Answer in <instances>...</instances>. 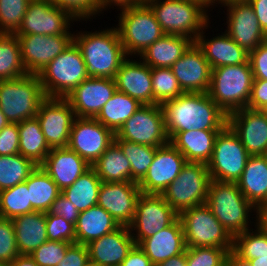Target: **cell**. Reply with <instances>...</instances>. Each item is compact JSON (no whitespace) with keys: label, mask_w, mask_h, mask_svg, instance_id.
I'll list each match as a JSON object with an SVG mask.
<instances>
[{"label":"cell","mask_w":267,"mask_h":266,"mask_svg":"<svg viewBox=\"0 0 267 266\" xmlns=\"http://www.w3.org/2000/svg\"><path fill=\"white\" fill-rule=\"evenodd\" d=\"M10 122L7 120L6 116L0 109V131L9 124Z\"/></svg>","instance_id":"cell-66"},{"label":"cell","mask_w":267,"mask_h":266,"mask_svg":"<svg viewBox=\"0 0 267 266\" xmlns=\"http://www.w3.org/2000/svg\"><path fill=\"white\" fill-rule=\"evenodd\" d=\"M212 21L209 22L197 36L195 43L202 50L204 57L209 62L211 69L220 66L239 65L249 61V53L241 48L225 31L222 30L211 36L210 32L206 33V29L210 30ZM210 35L206 37V34ZM207 38V39H206ZM210 38V39H209Z\"/></svg>","instance_id":"cell-24"},{"label":"cell","mask_w":267,"mask_h":266,"mask_svg":"<svg viewBox=\"0 0 267 266\" xmlns=\"http://www.w3.org/2000/svg\"><path fill=\"white\" fill-rule=\"evenodd\" d=\"M139 4H148L149 2L151 1H154V0H136Z\"/></svg>","instance_id":"cell-67"},{"label":"cell","mask_w":267,"mask_h":266,"mask_svg":"<svg viewBox=\"0 0 267 266\" xmlns=\"http://www.w3.org/2000/svg\"><path fill=\"white\" fill-rule=\"evenodd\" d=\"M31 0H0V34H15Z\"/></svg>","instance_id":"cell-45"},{"label":"cell","mask_w":267,"mask_h":266,"mask_svg":"<svg viewBox=\"0 0 267 266\" xmlns=\"http://www.w3.org/2000/svg\"><path fill=\"white\" fill-rule=\"evenodd\" d=\"M252 266H267V256H258L256 259L249 260Z\"/></svg>","instance_id":"cell-64"},{"label":"cell","mask_w":267,"mask_h":266,"mask_svg":"<svg viewBox=\"0 0 267 266\" xmlns=\"http://www.w3.org/2000/svg\"><path fill=\"white\" fill-rule=\"evenodd\" d=\"M241 1H247V0H215V3H216V8L219 7L218 8L219 9L218 11H221L222 10L225 13V11L222 9L223 6H225V5L229 4V3H232V2H241Z\"/></svg>","instance_id":"cell-65"},{"label":"cell","mask_w":267,"mask_h":266,"mask_svg":"<svg viewBox=\"0 0 267 266\" xmlns=\"http://www.w3.org/2000/svg\"><path fill=\"white\" fill-rule=\"evenodd\" d=\"M211 177L207 164L186 162L178 177L161 194L179 214L206 203Z\"/></svg>","instance_id":"cell-10"},{"label":"cell","mask_w":267,"mask_h":266,"mask_svg":"<svg viewBox=\"0 0 267 266\" xmlns=\"http://www.w3.org/2000/svg\"><path fill=\"white\" fill-rule=\"evenodd\" d=\"M19 254L12 220L0 217V261L9 265Z\"/></svg>","instance_id":"cell-50"},{"label":"cell","mask_w":267,"mask_h":266,"mask_svg":"<svg viewBox=\"0 0 267 266\" xmlns=\"http://www.w3.org/2000/svg\"><path fill=\"white\" fill-rule=\"evenodd\" d=\"M140 194L137 182H102L97 205L105 209L120 226H129Z\"/></svg>","instance_id":"cell-20"},{"label":"cell","mask_w":267,"mask_h":266,"mask_svg":"<svg viewBox=\"0 0 267 266\" xmlns=\"http://www.w3.org/2000/svg\"><path fill=\"white\" fill-rule=\"evenodd\" d=\"M72 243L47 240L35 249L30 256L38 266H57L65 257Z\"/></svg>","instance_id":"cell-48"},{"label":"cell","mask_w":267,"mask_h":266,"mask_svg":"<svg viewBox=\"0 0 267 266\" xmlns=\"http://www.w3.org/2000/svg\"><path fill=\"white\" fill-rule=\"evenodd\" d=\"M18 133L20 138L19 154L40 166L51 148L43 135L38 119L34 117L18 123Z\"/></svg>","instance_id":"cell-35"},{"label":"cell","mask_w":267,"mask_h":266,"mask_svg":"<svg viewBox=\"0 0 267 266\" xmlns=\"http://www.w3.org/2000/svg\"><path fill=\"white\" fill-rule=\"evenodd\" d=\"M46 97L65 98L88 78L84 58L77 45L70 46L38 74Z\"/></svg>","instance_id":"cell-8"},{"label":"cell","mask_w":267,"mask_h":266,"mask_svg":"<svg viewBox=\"0 0 267 266\" xmlns=\"http://www.w3.org/2000/svg\"><path fill=\"white\" fill-rule=\"evenodd\" d=\"M253 80L250 61L239 65L220 66L211 70L207 93L229 115L247 108Z\"/></svg>","instance_id":"cell-4"},{"label":"cell","mask_w":267,"mask_h":266,"mask_svg":"<svg viewBox=\"0 0 267 266\" xmlns=\"http://www.w3.org/2000/svg\"><path fill=\"white\" fill-rule=\"evenodd\" d=\"M35 117L51 149L68 147L76 115L65 98L47 97Z\"/></svg>","instance_id":"cell-16"},{"label":"cell","mask_w":267,"mask_h":266,"mask_svg":"<svg viewBox=\"0 0 267 266\" xmlns=\"http://www.w3.org/2000/svg\"><path fill=\"white\" fill-rule=\"evenodd\" d=\"M225 266H252L247 260L240 258L232 250L228 251L225 258Z\"/></svg>","instance_id":"cell-59"},{"label":"cell","mask_w":267,"mask_h":266,"mask_svg":"<svg viewBox=\"0 0 267 266\" xmlns=\"http://www.w3.org/2000/svg\"><path fill=\"white\" fill-rule=\"evenodd\" d=\"M228 125L250 156L267 155V116L263 112L242 108L228 115Z\"/></svg>","instance_id":"cell-22"},{"label":"cell","mask_w":267,"mask_h":266,"mask_svg":"<svg viewBox=\"0 0 267 266\" xmlns=\"http://www.w3.org/2000/svg\"><path fill=\"white\" fill-rule=\"evenodd\" d=\"M40 167L63 191L71 186L91 166L76 152L66 148H52Z\"/></svg>","instance_id":"cell-27"},{"label":"cell","mask_w":267,"mask_h":266,"mask_svg":"<svg viewBox=\"0 0 267 266\" xmlns=\"http://www.w3.org/2000/svg\"><path fill=\"white\" fill-rule=\"evenodd\" d=\"M121 266H154L144 251L134 245L127 257L122 261Z\"/></svg>","instance_id":"cell-56"},{"label":"cell","mask_w":267,"mask_h":266,"mask_svg":"<svg viewBox=\"0 0 267 266\" xmlns=\"http://www.w3.org/2000/svg\"><path fill=\"white\" fill-rule=\"evenodd\" d=\"M258 224L267 232V203L258 209Z\"/></svg>","instance_id":"cell-62"},{"label":"cell","mask_w":267,"mask_h":266,"mask_svg":"<svg viewBox=\"0 0 267 266\" xmlns=\"http://www.w3.org/2000/svg\"><path fill=\"white\" fill-rule=\"evenodd\" d=\"M25 183L35 211L48 212L53 202L62 193L57 184L40 166H37L29 175Z\"/></svg>","instance_id":"cell-37"},{"label":"cell","mask_w":267,"mask_h":266,"mask_svg":"<svg viewBox=\"0 0 267 266\" xmlns=\"http://www.w3.org/2000/svg\"><path fill=\"white\" fill-rule=\"evenodd\" d=\"M26 74L17 36L0 34V80L16 79Z\"/></svg>","instance_id":"cell-39"},{"label":"cell","mask_w":267,"mask_h":266,"mask_svg":"<svg viewBox=\"0 0 267 266\" xmlns=\"http://www.w3.org/2000/svg\"><path fill=\"white\" fill-rule=\"evenodd\" d=\"M193 43L185 36L165 34L138 57L150 68H170Z\"/></svg>","instance_id":"cell-31"},{"label":"cell","mask_w":267,"mask_h":266,"mask_svg":"<svg viewBox=\"0 0 267 266\" xmlns=\"http://www.w3.org/2000/svg\"><path fill=\"white\" fill-rule=\"evenodd\" d=\"M21 49L23 65L28 74H39L51 60L66 50L74 34L16 35Z\"/></svg>","instance_id":"cell-18"},{"label":"cell","mask_w":267,"mask_h":266,"mask_svg":"<svg viewBox=\"0 0 267 266\" xmlns=\"http://www.w3.org/2000/svg\"><path fill=\"white\" fill-rule=\"evenodd\" d=\"M191 1L199 3L208 12H211V11L213 12V9H216L215 0H191Z\"/></svg>","instance_id":"cell-63"},{"label":"cell","mask_w":267,"mask_h":266,"mask_svg":"<svg viewBox=\"0 0 267 266\" xmlns=\"http://www.w3.org/2000/svg\"><path fill=\"white\" fill-rule=\"evenodd\" d=\"M89 261L87 246L83 244H71L64 259L57 266H85Z\"/></svg>","instance_id":"cell-54"},{"label":"cell","mask_w":267,"mask_h":266,"mask_svg":"<svg viewBox=\"0 0 267 266\" xmlns=\"http://www.w3.org/2000/svg\"><path fill=\"white\" fill-rule=\"evenodd\" d=\"M119 223L101 206L80 212L75 224L76 243L87 245L119 228Z\"/></svg>","instance_id":"cell-33"},{"label":"cell","mask_w":267,"mask_h":266,"mask_svg":"<svg viewBox=\"0 0 267 266\" xmlns=\"http://www.w3.org/2000/svg\"><path fill=\"white\" fill-rule=\"evenodd\" d=\"M118 30L128 57H138L164 34L151 8L140 4L119 10Z\"/></svg>","instance_id":"cell-7"},{"label":"cell","mask_w":267,"mask_h":266,"mask_svg":"<svg viewBox=\"0 0 267 266\" xmlns=\"http://www.w3.org/2000/svg\"><path fill=\"white\" fill-rule=\"evenodd\" d=\"M178 213L161 194L141 193L137 199L135 215L128 226L136 245L171 225Z\"/></svg>","instance_id":"cell-13"},{"label":"cell","mask_w":267,"mask_h":266,"mask_svg":"<svg viewBox=\"0 0 267 266\" xmlns=\"http://www.w3.org/2000/svg\"><path fill=\"white\" fill-rule=\"evenodd\" d=\"M260 111L263 112L267 116V105L264 106Z\"/></svg>","instance_id":"cell-69"},{"label":"cell","mask_w":267,"mask_h":266,"mask_svg":"<svg viewBox=\"0 0 267 266\" xmlns=\"http://www.w3.org/2000/svg\"><path fill=\"white\" fill-rule=\"evenodd\" d=\"M267 105V80H253L250 100L247 108L261 110Z\"/></svg>","instance_id":"cell-55"},{"label":"cell","mask_w":267,"mask_h":266,"mask_svg":"<svg viewBox=\"0 0 267 266\" xmlns=\"http://www.w3.org/2000/svg\"><path fill=\"white\" fill-rule=\"evenodd\" d=\"M244 197L257 209L267 203V155L249 156L236 182Z\"/></svg>","instance_id":"cell-30"},{"label":"cell","mask_w":267,"mask_h":266,"mask_svg":"<svg viewBox=\"0 0 267 266\" xmlns=\"http://www.w3.org/2000/svg\"><path fill=\"white\" fill-rule=\"evenodd\" d=\"M135 245L128 226H120L111 233L88 243L89 260L100 266H121Z\"/></svg>","instance_id":"cell-26"},{"label":"cell","mask_w":267,"mask_h":266,"mask_svg":"<svg viewBox=\"0 0 267 266\" xmlns=\"http://www.w3.org/2000/svg\"><path fill=\"white\" fill-rule=\"evenodd\" d=\"M169 141L178 133L190 130H222L228 115L208 93H183L161 104Z\"/></svg>","instance_id":"cell-1"},{"label":"cell","mask_w":267,"mask_h":266,"mask_svg":"<svg viewBox=\"0 0 267 266\" xmlns=\"http://www.w3.org/2000/svg\"><path fill=\"white\" fill-rule=\"evenodd\" d=\"M102 182H131V165L114 141L91 166Z\"/></svg>","instance_id":"cell-34"},{"label":"cell","mask_w":267,"mask_h":266,"mask_svg":"<svg viewBox=\"0 0 267 266\" xmlns=\"http://www.w3.org/2000/svg\"><path fill=\"white\" fill-rule=\"evenodd\" d=\"M46 98L38 74L0 80V109L10 123L34 118Z\"/></svg>","instance_id":"cell-6"},{"label":"cell","mask_w":267,"mask_h":266,"mask_svg":"<svg viewBox=\"0 0 267 266\" xmlns=\"http://www.w3.org/2000/svg\"><path fill=\"white\" fill-rule=\"evenodd\" d=\"M34 211L25 182L0 191V217L12 219Z\"/></svg>","instance_id":"cell-43"},{"label":"cell","mask_w":267,"mask_h":266,"mask_svg":"<svg viewBox=\"0 0 267 266\" xmlns=\"http://www.w3.org/2000/svg\"><path fill=\"white\" fill-rule=\"evenodd\" d=\"M0 266H8L6 263L0 261Z\"/></svg>","instance_id":"cell-70"},{"label":"cell","mask_w":267,"mask_h":266,"mask_svg":"<svg viewBox=\"0 0 267 266\" xmlns=\"http://www.w3.org/2000/svg\"><path fill=\"white\" fill-rule=\"evenodd\" d=\"M50 214L62 216L67 222L72 223L74 226L79 217V211L76 206L62 193L51 205Z\"/></svg>","instance_id":"cell-53"},{"label":"cell","mask_w":267,"mask_h":266,"mask_svg":"<svg viewBox=\"0 0 267 266\" xmlns=\"http://www.w3.org/2000/svg\"><path fill=\"white\" fill-rule=\"evenodd\" d=\"M114 141L119 145L131 165V182L139 183L152 164L156 149L149 145L138 144L120 139L116 134Z\"/></svg>","instance_id":"cell-40"},{"label":"cell","mask_w":267,"mask_h":266,"mask_svg":"<svg viewBox=\"0 0 267 266\" xmlns=\"http://www.w3.org/2000/svg\"><path fill=\"white\" fill-rule=\"evenodd\" d=\"M249 156L238 135L227 124L218 133L212 156L207 163L211 180L237 182Z\"/></svg>","instance_id":"cell-11"},{"label":"cell","mask_w":267,"mask_h":266,"mask_svg":"<svg viewBox=\"0 0 267 266\" xmlns=\"http://www.w3.org/2000/svg\"><path fill=\"white\" fill-rule=\"evenodd\" d=\"M75 20L68 12L54 5L51 0H31L15 35L74 34ZM72 30V31H71Z\"/></svg>","instance_id":"cell-12"},{"label":"cell","mask_w":267,"mask_h":266,"mask_svg":"<svg viewBox=\"0 0 267 266\" xmlns=\"http://www.w3.org/2000/svg\"><path fill=\"white\" fill-rule=\"evenodd\" d=\"M228 251L225 248L216 247H187V266H225V258Z\"/></svg>","instance_id":"cell-47"},{"label":"cell","mask_w":267,"mask_h":266,"mask_svg":"<svg viewBox=\"0 0 267 266\" xmlns=\"http://www.w3.org/2000/svg\"><path fill=\"white\" fill-rule=\"evenodd\" d=\"M186 247H216L233 249V237L212 214L206 204L194 206L178 214Z\"/></svg>","instance_id":"cell-9"},{"label":"cell","mask_w":267,"mask_h":266,"mask_svg":"<svg viewBox=\"0 0 267 266\" xmlns=\"http://www.w3.org/2000/svg\"><path fill=\"white\" fill-rule=\"evenodd\" d=\"M185 157L170 142L156 149L147 174L138 183L141 193L162 194L186 164Z\"/></svg>","instance_id":"cell-19"},{"label":"cell","mask_w":267,"mask_h":266,"mask_svg":"<svg viewBox=\"0 0 267 266\" xmlns=\"http://www.w3.org/2000/svg\"><path fill=\"white\" fill-rule=\"evenodd\" d=\"M116 90L115 80L112 78L88 77L65 99L70 103L76 117L96 118Z\"/></svg>","instance_id":"cell-21"},{"label":"cell","mask_w":267,"mask_h":266,"mask_svg":"<svg viewBox=\"0 0 267 266\" xmlns=\"http://www.w3.org/2000/svg\"><path fill=\"white\" fill-rule=\"evenodd\" d=\"M37 166L21 154L0 155V191L25 182Z\"/></svg>","instance_id":"cell-41"},{"label":"cell","mask_w":267,"mask_h":266,"mask_svg":"<svg viewBox=\"0 0 267 266\" xmlns=\"http://www.w3.org/2000/svg\"><path fill=\"white\" fill-rule=\"evenodd\" d=\"M46 231L49 241L76 243L75 226L62 216L46 212Z\"/></svg>","instance_id":"cell-49"},{"label":"cell","mask_w":267,"mask_h":266,"mask_svg":"<svg viewBox=\"0 0 267 266\" xmlns=\"http://www.w3.org/2000/svg\"><path fill=\"white\" fill-rule=\"evenodd\" d=\"M254 228L233 237L232 251L247 261L267 256V232L259 224Z\"/></svg>","instance_id":"cell-42"},{"label":"cell","mask_w":267,"mask_h":266,"mask_svg":"<svg viewBox=\"0 0 267 266\" xmlns=\"http://www.w3.org/2000/svg\"><path fill=\"white\" fill-rule=\"evenodd\" d=\"M221 130H190L178 132L169 142L187 162L207 164L212 156L215 140Z\"/></svg>","instance_id":"cell-29"},{"label":"cell","mask_w":267,"mask_h":266,"mask_svg":"<svg viewBox=\"0 0 267 266\" xmlns=\"http://www.w3.org/2000/svg\"><path fill=\"white\" fill-rule=\"evenodd\" d=\"M153 105L175 99L184 92L171 68H151Z\"/></svg>","instance_id":"cell-44"},{"label":"cell","mask_w":267,"mask_h":266,"mask_svg":"<svg viewBox=\"0 0 267 266\" xmlns=\"http://www.w3.org/2000/svg\"><path fill=\"white\" fill-rule=\"evenodd\" d=\"M170 68L184 93L208 92L212 69L195 42Z\"/></svg>","instance_id":"cell-23"},{"label":"cell","mask_w":267,"mask_h":266,"mask_svg":"<svg viewBox=\"0 0 267 266\" xmlns=\"http://www.w3.org/2000/svg\"><path fill=\"white\" fill-rule=\"evenodd\" d=\"M125 141L159 147L167 144L165 119L161 104L142 105L118 130Z\"/></svg>","instance_id":"cell-14"},{"label":"cell","mask_w":267,"mask_h":266,"mask_svg":"<svg viewBox=\"0 0 267 266\" xmlns=\"http://www.w3.org/2000/svg\"><path fill=\"white\" fill-rule=\"evenodd\" d=\"M8 266H38L28 254H19Z\"/></svg>","instance_id":"cell-61"},{"label":"cell","mask_w":267,"mask_h":266,"mask_svg":"<svg viewBox=\"0 0 267 266\" xmlns=\"http://www.w3.org/2000/svg\"><path fill=\"white\" fill-rule=\"evenodd\" d=\"M114 80L118 91L143 105H153L151 68L139 57H128L116 72Z\"/></svg>","instance_id":"cell-25"},{"label":"cell","mask_w":267,"mask_h":266,"mask_svg":"<svg viewBox=\"0 0 267 266\" xmlns=\"http://www.w3.org/2000/svg\"><path fill=\"white\" fill-rule=\"evenodd\" d=\"M98 3L100 8V15L105 11L108 12V10L111 8L112 10L117 9V11L119 12V10L121 9L140 5L136 0H98ZM114 6L116 8H114Z\"/></svg>","instance_id":"cell-58"},{"label":"cell","mask_w":267,"mask_h":266,"mask_svg":"<svg viewBox=\"0 0 267 266\" xmlns=\"http://www.w3.org/2000/svg\"><path fill=\"white\" fill-rule=\"evenodd\" d=\"M254 80H267V40L249 53Z\"/></svg>","instance_id":"cell-52"},{"label":"cell","mask_w":267,"mask_h":266,"mask_svg":"<svg viewBox=\"0 0 267 266\" xmlns=\"http://www.w3.org/2000/svg\"><path fill=\"white\" fill-rule=\"evenodd\" d=\"M205 204L232 237L258 224V209L244 197L236 182L211 180Z\"/></svg>","instance_id":"cell-3"},{"label":"cell","mask_w":267,"mask_h":266,"mask_svg":"<svg viewBox=\"0 0 267 266\" xmlns=\"http://www.w3.org/2000/svg\"><path fill=\"white\" fill-rule=\"evenodd\" d=\"M101 183L95 170L90 167L71 186L65 188L62 194L76 206L79 212H83L97 205Z\"/></svg>","instance_id":"cell-38"},{"label":"cell","mask_w":267,"mask_h":266,"mask_svg":"<svg viewBox=\"0 0 267 266\" xmlns=\"http://www.w3.org/2000/svg\"><path fill=\"white\" fill-rule=\"evenodd\" d=\"M256 14L261 29L267 35V0H247Z\"/></svg>","instance_id":"cell-57"},{"label":"cell","mask_w":267,"mask_h":266,"mask_svg":"<svg viewBox=\"0 0 267 266\" xmlns=\"http://www.w3.org/2000/svg\"><path fill=\"white\" fill-rule=\"evenodd\" d=\"M226 10L223 19L224 30L241 48L248 53L267 40V35L261 29L256 14L248 1L232 2L223 6Z\"/></svg>","instance_id":"cell-17"},{"label":"cell","mask_w":267,"mask_h":266,"mask_svg":"<svg viewBox=\"0 0 267 266\" xmlns=\"http://www.w3.org/2000/svg\"><path fill=\"white\" fill-rule=\"evenodd\" d=\"M73 42L80 49L88 77L115 78L128 58L116 27L74 31Z\"/></svg>","instance_id":"cell-2"},{"label":"cell","mask_w":267,"mask_h":266,"mask_svg":"<svg viewBox=\"0 0 267 266\" xmlns=\"http://www.w3.org/2000/svg\"><path fill=\"white\" fill-rule=\"evenodd\" d=\"M147 5L164 34L185 36L194 42L213 17L199 3L191 0H154Z\"/></svg>","instance_id":"cell-5"},{"label":"cell","mask_w":267,"mask_h":266,"mask_svg":"<svg viewBox=\"0 0 267 266\" xmlns=\"http://www.w3.org/2000/svg\"><path fill=\"white\" fill-rule=\"evenodd\" d=\"M142 105L137 99L116 90L95 119L116 134Z\"/></svg>","instance_id":"cell-36"},{"label":"cell","mask_w":267,"mask_h":266,"mask_svg":"<svg viewBox=\"0 0 267 266\" xmlns=\"http://www.w3.org/2000/svg\"><path fill=\"white\" fill-rule=\"evenodd\" d=\"M138 246L154 266L172 256L185 252L187 247L180 219L177 218L168 227L149 238L143 239Z\"/></svg>","instance_id":"cell-28"},{"label":"cell","mask_w":267,"mask_h":266,"mask_svg":"<svg viewBox=\"0 0 267 266\" xmlns=\"http://www.w3.org/2000/svg\"><path fill=\"white\" fill-rule=\"evenodd\" d=\"M18 123H9L0 131V155L19 154Z\"/></svg>","instance_id":"cell-51"},{"label":"cell","mask_w":267,"mask_h":266,"mask_svg":"<svg viewBox=\"0 0 267 266\" xmlns=\"http://www.w3.org/2000/svg\"><path fill=\"white\" fill-rule=\"evenodd\" d=\"M60 9L68 12L75 20L82 23L98 19L100 8L98 0H51ZM98 17V18H96ZM84 21V22H82Z\"/></svg>","instance_id":"cell-46"},{"label":"cell","mask_w":267,"mask_h":266,"mask_svg":"<svg viewBox=\"0 0 267 266\" xmlns=\"http://www.w3.org/2000/svg\"><path fill=\"white\" fill-rule=\"evenodd\" d=\"M14 225L16 245L20 254L32 253L47 239L46 213L34 211L11 219Z\"/></svg>","instance_id":"cell-32"},{"label":"cell","mask_w":267,"mask_h":266,"mask_svg":"<svg viewBox=\"0 0 267 266\" xmlns=\"http://www.w3.org/2000/svg\"><path fill=\"white\" fill-rule=\"evenodd\" d=\"M115 133L95 118L76 117L68 148L92 166L114 142Z\"/></svg>","instance_id":"cell-15"},{"label":"cell","mask_w":267,"mask_h":266,"mask_svg":"<svg viewBox=\"0 0 267 266\" xmlns=\"http://www.w3.org/2000/svg\"><path fill=\"white\" fill-rule=\"evenodd\" d=\"M85 266H100L99 264H97V263H94V262H92V261H88L86 264H85Z\"/></svg>","instance_id":"cell-68"},{"label":"cell","mask_w":267,"mask_h":266,"mask_svg":"<svg viewBox=\"0 0 267 266\" xmlns=\"http://www.w3.org/2000/svg\"><path fill=\"white\" fill-rule=\"evenodd\" d=\"M156 266H187L186 264V251L172 256L165 260L164 262H161L157 264Z\"/></svg>","instance_id":"cell-60"}]
</instances>
